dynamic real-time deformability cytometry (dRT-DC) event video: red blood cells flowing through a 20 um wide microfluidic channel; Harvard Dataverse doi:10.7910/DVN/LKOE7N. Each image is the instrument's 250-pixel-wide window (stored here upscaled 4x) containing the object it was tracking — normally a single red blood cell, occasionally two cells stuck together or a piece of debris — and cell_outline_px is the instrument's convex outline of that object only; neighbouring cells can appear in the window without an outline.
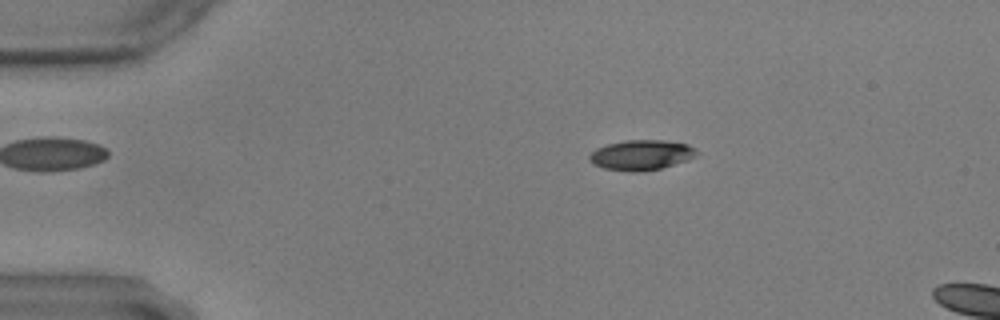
{"species": "common noctule bat (a hibernating species)", "species_latin": "Nyctalus noctula", "temperature_condition": "warm", "stored_images_in_passage": 17, "camera_frame_rate_fps": 3000, "um_per_image_px": 0.085, "animal": {"sex": "male", "body_mass_g": 17.9, "forearm_length_mm": 54.2}, "frame": {"image": 1, "passage_image": 10, "time_ms": 3.0, "image_size_px": [1000, 320], "cell_outline_px": [[700, 152], [696, 156], [688, 160], [660, 168], [636, 172], [628, 172], [604, 168], [592, 164], [588, 160], [588, 156], [596, 148], [608, 144], [624, 140], [664, 140], [688, 144], [696, 148]], "centroid_in_image_um": [54.51, 13.17], "position_along_channel_um": 30.5, "area_um2": 19.02}}